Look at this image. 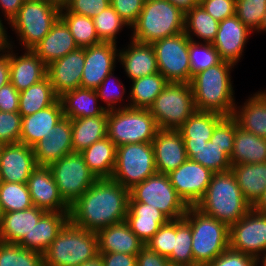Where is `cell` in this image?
Wrapping results in <instances>:
<instances>
[{
  "label": "cell",
  "mask_w": 266,
  "mask_h": 266,
  "mask_svg": "<svg viewBox=\"0 0 266 266\" xmlns=\"http://www.w3.org/2000/svg\"><path fill=\"white\" fill-rule=\"evenodd\" d=\"M188 159L195 161L212 172H226L231 169L230 157L222 151V148L211 141L201 148H185Z\"/></svg>",
  "instance_id": "obj_42"
},
{
  "label": "cell",
  "mask_w": 266,
  "mask_h": 266,
  "mask_svg": "<svg viewBox=\"0 0 266 266\" xmlns=\"http://www.w3.org/2000/svg\"><path fill=\"white\" fill-rule=\"evenodd\" d=\"M200 5L216 21L222 22L235 14L236 0H200Z\"/></svg>",
  "instance_id": "obj_56"
},
{
  "label": "cell",
  "mask_w": 266,
  "mask_h": 266,
  "mask_svg": "<svg viewBox=\"0 0 266 266\" xmlns=\"http://www.w3.org/2000/svg\"><path fill=\"white\" fill-rule=\"evenodd\" d=\"M173 5L180 8L184 13L200 4V0H169Z\"/></svg>",
  "instance_id": "obj_62"
},
{
  "label": "cell",
  "mask_w": 266,
  "mask_h": 266,
  "mask_svg": "<svg viewBox=\"0 0 266 266\" xmlns=\"http://www.w3.org/2000/svg\"><path fill=\"white\" fill-rule=\"evenodd\" d=\"M64 117L59 98L47 108L22 117L20 142L33 147L38 141L47 139L58 121Z\"/></svg>",
  "instance_id": "obj_25"
},
{
  "label": "cell",
  "mask_w": 266,
  "mask_h": 266,
  "mask_svg": "<svg viewBox=\"0 0 266 266\" xmlns=\"http://www.w3.org/2000/svg\"><path fill=\"white\" fill-rule=\"evenodd\" d=\"M60 9L47 0L24 1L9 25L25 50H32L49 33L60 17Z\"/></svg>",
  "instance_id": "obj_8"
},
{
  "label": "cell",
  "mask_w": 266,
  "mask_h": 266,
  "mask_svg": "<svg viewBox=\"0 0 266 266\" xmlns=\"http://www.w3.org/2000/svg\"><path fill=\"white\" fill-rule=\"evenodd\" d=\"M158 129L149 109L127 107L108 111L107 137L116 147L131 143H152Z\"/></svg>",
  "instance_id": "obj_7"
},
{
  "label": "cell",
  "mask_w": 266,
  "mask_h": 266,
  "mask_svg": "<svg viewBox=\"0 0 266 266\" xmlns=\"http://www.w3.org/2000/svg\"><path fill=\"white\" fill-rule=\"evenodd\" d=\"M33 206L27 183L3 182L0 186L2 213L29 209Z\"/></svg>",
  "instance_id": "obj_44"
},
{
  "label": "cell",
  "mask_w": 266,
  "mask_h": 266,
  "mask_svg": "<svg viewBox=\"0 0 266 266\" xmlns=\"http://www.w3.org/2000/svg\"><path fill=\"white\" fill-rule=\"evenodd\" d=\"M97 36L101 42L117 43V34L123 27L131 28L110 5L93 18Z\"/></svg>",
  "instance_id": "obj_46"
},
{
  "label": "cell",
  "mask_w": 266,
  "mask_h": 266,
  "mask_svg": "<svg viewBox=\"0 0 266 266\" xmlns=\"http://www.w3.org/2000/svg\"><path fill=\"white\" fill-rule=\"evenodd\" d=\"M261 32V31H265V33H266V12H265V14H264V16H263V19H262V22H261V26H260V28H259V30L257 31V32Z\"/></svg>",
  "instance_id": "obj_67"
},
{
  "label": "cell",
  "mask_w": 266,
  "mask_h": 266,
  "mask_svg": "<svg viewBox=\"0 0 266 266\" xmlns=\"http://www.w3.org/2000/svg\"><path fill=\"white\" fill-rule=\"evenodd\" d=\"M21 124L19 112L0 111V140L5 144L20 142Z\"/></svg>",
  "instance_id": "obj_52"
},
{
  "label": "cell",
  "mask_w": 266,
  "mask_h": 266,
  "mask_svg": "<svg viewBox=\"0 0 266 266\" xmlns=\"http://www.w3.org/2000/svg\"><path fill=\"white\" fill-rule=\"evenodd\" d=\"M5 145L6 144L3 141L0 140V155H1L2 150H3V148H4Z\"/></svg>",
  "instance_id": "obj_69"
},
{
  "label": "cell",
  "mask_w": 266,
  "mask_h": 266,
  "mask_svg": "<svg viewBox=\"0 0 266 266\" xmlns=\"http://www.w3.org/2000/svg\"><path fill=\"white\" fill-rule=\"evenodd\" d=\"M230 170L245 200L253 207L266 188V162L232 165Z\"/></svg>",
  "instance_id": "obj_33"
},
{
  "label": "cell",
  "mask_w": 266,
  "mask_h": 266,
  "mask_svg": "<svg viewBox=\"0 0 266 266\" xmlns=\"http://www.w3.org/2000/svg\"><path fill=\"white\" fill-rule=\"evenodd\" d=\"M191 225L184 219L176 220L174 250L167 258L171 266H194Z\"/></svg>",
  "instance_id": "obj_43"
},
{
  "label": "cell",
  "mask_w": 266,
  "mask_h": 266,
  "mask_svg": "<svg viewBox=\"0 0 266 266\" xmlns=\"http://www.w3.org/2000/svg\"><path fill=\"white\" fill-rule=\"evenodd\" d=\"M229 248L260 261L266 253V215L252 208L229 227Z\"/></svg>",
  "instance_id": "obj_14"
},
{
  "label": "cell",
  "mask_w": 266,
  "mask_h": 266,
  "mask_svg": "<svg viewBox=\"0 0 266 266\" xmlns=\"http://www.w3.org/2000/svg\"><path fill=\"white\" fill-rule=\"evenodd\" d=\"M149 110L159 129H178L196 111L190 83L168 82Z\"/></svg>",
  "instance_id": "obj_9"
},
{
  "label": "cell",
  "mask_w": 266,
  "mask_h": 266,
  "mask_svg": "<svg viewBox=\"0 0 266 266\" xmlns=\"http://www.w3.org/2000/svg\"><path fill=\"white\" fill-rule=\"evenodd\" d=\"M118 55L119 49L114 43L101 42L86 47L80 87L96 90L102 81L115 70Z\"/></svg>",
  "instance_id": "obj_16"
},
{
  "label": "cell",
  "mask_w": 266,
  "mask_h": 266,
  "mask_svg": "<svg viewBox=\"0 0 266 266\" xmlns=\"http://www.w3.org/2000/svg\"><path fill=\"white\" fill-rule=\"evenodd\" d=\"M189 61L191 67V79L205 69L219 64L222 60L212 43L189 41Z\"/></svg>",
  "instance_id": "obj_47"
},
{
  "label": "cell",
  "mask_w": 266,
  "mask_h": 266,
  "mask_svg": "<svg viewBox=\"0 0 266 266\" xmlns=\"http://www.w3.org/2000/svg\"><path fill=\"white\" fill-rule=\"evenodd\" d=\"M98 99L96 90L82 87L67 91L59 97L63 114L69 119L108 115L105 106H100Z\"/></svg>",
  "instance_id": "obj_30"
},
{
  "label": "cell",
  "mask_w": 266,
  "mask_h": 266,
  "mask_svg": "<svg viewBox=\"0 0 266 266\" xmlns=\"http://www.w3.org/2000/svg\"><path fill=\"white\" fill-rule=\"evenodd\" d=\"M234 64L221 61L195 74L190 85L196 110L232 116L235 108L231 69Z\"/></svg>",
  "instance_id": "obj_2"
},
{
  "label": "cell",
  "mask_w": 266,
  "mask_h": 266,
  "mask_svg": "<svg viewBox=\"0 0 266 266\" xmlns=\"http://www.w3.org/2000/svg\"><path fill=\"white\" fill-rule=\"evenodd\" d=\"M259 264L261 263L256 258L227 248L207 266H258Z\"/></svg>",
  "instance_id": "obj_54"
},
{
  "label": "cell",
  "mask_w": 266,
  "mask_h": 266,
  "mask_svg": "<svg viewBox=\"0 0 266 266\" xmlns=\"http://www.w3.org/2000/svg\"><path fill=\"white\" fill-rule=\"evenodd\" d=\"M25 0H0V10L5 16V20L9 24L11 20L18 14Z\"/></svg>",
  "instance_id": "obj_61"
},
{
  "label": "cell",
  "mask_w": 266,
  "mask_h": 266,
  "mask_svg": "<svg viewBox=\"0 0 266 266\" xmlns=\"http://www.w3.org/2000/svg\"><path fill=\"white\" fill-rule=\"evenodd\" d=\"M167 84L168 81L159 72L133 80L128 97L130 103L118 105V109L127 107L149 109Z\"/></svg>",
  "instance_id": "obj_37"
},
{
  "label": "cell",
  "mask_w": 266,
  "mask_h": 266,
  "mask_svg": "<svg viewBox=\"0 0 266 266\" xmlns=\"http://www.w3.org/2000/svg\"><path fill=\"white\" fill-rule=\"evenodd\" d=\"M183 218L191 225L194 266H207L229 248V227L223 222L195 207H188Z\"/></svg>",
  "instance_id": "obj_6"
},
{
  "label": "cell",
  "mask_w": 266,
  "mask_h": 266,
  "mask_svg": "<svg viewBox=\"0 0 266 266\" xmlns=\"http://www.w3.org/2000/svg\"><path fill=\"white\" fill-rule=\"evenodd\" d=\"M136 266H171V264L166 257L144 245L137 255Z\"/></svg>",
  "instance_id": "obj_58"
},
{
  "label": "cell",
  "mask_w": 266,
  "mask_h": 266,
  "mask_svg": "<svg viewBox=\"0 0 266 266\" xmlns=\"http://www.w3.org/2000/svg\"><path fill=\"white\" fill-rule=\"evenodd\" d=\"M103 266H136L137 256L125 253H99Z\"/></svg>",
  "instance_id": "obj_59"
},
{
  "label": "cell",
  "mask_w": 266,
  "mask_h": 266,
  "mask_svg": "<svg viewBox=\"0 0 266 266\" xmlns=\"http://www.w3.org/2000/svg\"><path fill=\"white\" fill-rule=\"evenodd\" d=\"M81 154L89 170L97 179L112 177L117 147L107 136L84 149Z\"/></svg>",
  "instance_id": "obj_35"
},
{
  "label": "cell",
  "mask_w": 266,
  "mask_h": 266,
  "mask_svg": "<svg viewBox=\"0 0 266 266\" xmlns=\"http://www.w3.org/2000/svg\"><path fill=\"white\" fill-rule=\"evenodd\" d=\"M156 172L152 143H131L117 147L111 179L120 185L130 190Z\"/></svg>",
  "instance_id": "obj_10"
},
{
  "label": "cell",
  "mask_w": 266,
  "mask_h": 266,
  "mask_svg": "<svg viewBox=\"0 0 266 266\" xmlns=\"http://www.w3.org/2000/svg\"><path fill=\"white\" fill-rule=\"evenodd\" d=\"M174 236H176V220H169L145 243V246L168 258L174 250Z\"/></svg>",
  "instance_id": "obj_49"
},
{
  "label": "cell",
  "mask_w": 266,
  "mask_h": 266,
  "mask_svg": "<svg viewBox=\"0 0 266 266\" xmlns=\"http://www.w3.org/2000/svg\"><path fill=\"white\" fill-rule=\"evenodd\" d=\"M0 266H43V254L0 241Z\"/></svg>",
  "instance_id": "obj_45"
},
{
  "label": "cell",
  "mask_w": 266,
  "mask_h": 266,
  "mask_svg": "<svg viewBox=\"0 0 266 266\" xmlns=\"http://www.w3.org/2000/svg\"><path fill=\"white\" fill-rule=\"evenodd\" d=\"M118 80L115 82V80ZM111 80V81H110ZM110 82L112 85H109ZM117 83V84H116ZM117 89V90H116ZM119 90V91H118ZM98 93V97L101 101L106 103V111L116 110L118 103H122L123 95L125 94V86L122 82L114 76V72L110 73L100 84V86L96 89ZM122 101V102H121ZM117 103V104H116Z\"/></svg>",
  "instance_id": "obj_51"
},
{
  "label": "cell",
  "mask_w": 266,
  "mask_h": 266,
  "mask_svg": "<svg viewBox=\"0 0 266 266\" xmlns=\"http://www.w3.org/2000/svg\"><path fill=\"white\" fill-rule=\"evenodd\" d=\"M266 12V0H236L235 15L252 32L258 31Z\"/></svg>",
  "instance_id": "obj_48"
},
{
  "label": "cell",
  "mask_w": 266,
  "mask_h": 266,
  "mask_svg": "<svg viewBox=\"0 0 266 266\" xmlns=\"http://www.w3.org/2000/svg\"><path fill=\"white\" fill-rule=\"evenodd\" d=\"M214 172L187 159L168 178L180 198L188 207H195L204 196Z\"/></svg>",
  "instance_id": "obj_15"
},
{
  "label": "cell",
  "mask_w": 266,
  "mask_h": 266,
  "mask_svg": "<svg viewBox=\"0 0 266 266\" xmlns=\"http://www.w3.org/2000/svg\"><path fill=\"white\" fill-rule=\"evenodd\" d=\"M169 219L157 208L142 202H129L126 222L145 244Z\"/></svg>",
  "instance_id": "obj_29"
},
{
  "label": "cell",
  "mask_w": 266,
  "mask_h": 266,
  "mask_svg": "<svg viewBox=\"0 0 266 266\" xmlns=\"http://www.w3.org/2000/svg\"><path fill=\"white\" fill-rule=\"evenodd\" d=\"M37 166L33 147L21 142L6 144L0 155L1 180L9 183H27Z\"/></svg>",
  "instance_id": "obj_19"
},
{
  "label": "cell",
  "mask_w": 266,
  "mask_h": 266,
  "mask_svg": "<svg viewBox=\"0 0 266 266\" xmlns=\"http://www.w3.org/2000/svg\"><path fill=\"white\" fill-rule=\"evenodd\" d=\"M261 261H259V263H262V266H266V253L264 256H262V258L260 259Z\"/></svg>",
  "instance_id": "obj_68"
},
{
  "label": "cell",
  "mask_w": 266,
  "mask_h": 266,
  "mask_svg": "<svg viewBox=\"0 0 266 266\" xmlns=\"http://www.w3.org/2000/svg\"><path fill=\"white\" fill-rule=\"evenodd\" d=\"M98 255L97 233L68 221L43 253V266H80Z\"/></svg>",
  "instance_id": "obj_4"
},
{
  "label": "cell",
  "mask_w": 266,
  "mask_h": 266,
  "mask_svg": "<svg viewBox=\"0 0 266 266\" xmlns=\"http://www.w3.org/2000/svg\"><path fill=\"white\" fill-rule=\"evenodd\" d=\"M59 97L54 93L48 76L20 91L19 114L22 117L34 114L52 105Z\"/></svg>",
  "instance_id": "obj_39"
},
{
  "label": "cell",
  "mask_w": 266,
  "mask_h": 266,
  "mask_svg": "<svg viewBox=\"0 0 266 266\" xmlns=\"http://www.w3.org/2000/svg\"><path fill=\"white\" fill-rule=\"evenodd\" d=\"M127 47L119 50L118 62L131 81L159 72L152 44L131 39Z\"/></svg>",
  "instance_id": "obj_26"
},
{
  "label": "cell",
  "mask_w": 266,
  "mask_h": 266,
  "mask_svg": "<svg viewBox=\"0 0 266 266\" xmlns=\"http://www.w3.org/2000/svg\"><path fill=\"white\" fill-rule=\"evenodd\" d=\"M20 92L9 82L0 88V111L19 112Z\"/></svg>",
  "instance_id": "obj_57"
},
{
  "label": "cell",
  "mask_w": 266,
  "mask_h": 266,
  "mask_svg": "<svg viewBox=\"0 0 266 266\" xmlns=\"http://www.w3.org/2000/svg\"><path fill=\"white\" fill-rule=\"evenodd\" d=\"M2 210H1V207H0V220H1V218H2Z\"/></svg>",
  "instance_id": "obj_70"
},
{
  "label": "cell",
  "mask_w": 266,
  "mask_h": 266,
  "mask_svg": "<svg viewBox=\"0 0 266 266\" xmlns=\"http://www.w3.org/2000/svg\"><path fill=\"white\" fill-rule=\"evenodd\" d=\"M185 13L169 0H145L137 21L131 26V39L152 44L184 32Z\"/></svg>",
  "instance_id": "obj_5"
},
{
  "label": "cell",
  "mask_w": 266,
  "mask_h": 266,
  "mask_svg": "<svg viewBox=\"0 0 266 266\" xmlns=\"http://www.w3.org/2000/svg\"><path fill=\"white\" fill-rule=\"evenodd\" d=\"M48 136L33 146L38 166H49L63 156L73 153L71 119L64 116Z\"/></svg>",
  "instance_id": "obj_23"
},
{
  "label": "cell",
  "mask_w": 266,
  "mask_h": 266,
  "mask_svg": "<svg viewBox=\"0 0 266 266\" xmlns=\"http://www.w3.org/2000/svg\"><path fill=\"white\" fill-rule=\"evenodd\" d=\"M47 1L57 5L60 8L64 7L69 2V0H47Z\"/></svg>",
  "instance_id": "obj_66"
},
{
  "label": "cell",
  "mask_w": 266,
  "mask_h": 266,
  "mask_svg": "<svg viewBox=\"0 0 266 266\" xmlns=\"http://www.w3.org/2000/svg\"><path fill=\"white\" fill-rule=\"evenodd\" d=\"M130 190L111 178L97 179L71 206L69 221L91 232L126 221Z\"/></svg>",
  "instance_id": "obj_1"
},
{
  "label": "cell",
  "mask_w": 266,
  "mask_h": 266,
  "mask_svg": "<svg viewBox=\"0 0 266 266\" xmlns=\"http://www.w3.org/2000/svg\"><path fill=\"white\" fill-rule=\"evenodd\" d=\"M252 208L258 213L266 215V188L260 199L256 202V204Z\"/></svg>",
  "instance_id": "obj_64"
},
{
  "label": "cell",
  "mask_w": 266,
  "mask_h": 266,
  "mask_svg": "<svg viewBox=\"0 0 266 266\" xmlns=\"http://www.w3.org/2000/svg\"><path fill=\"white\" fill-rule=\"evenodd\" d=\"M231 165L266 162V138L258 137L238 126L234 138Z\"/></svg>",
  "instance_id": "obj_34"
},
{
  "label": "cell",
  "mask_w": 266,
  "mask_h": 266,
  "mask_svg": "<svg viewBox=\"0 0 266 266\" xmlns=\"http://www.w3.org/2000/svg\"><path fill=\"white\" fill-rule=\"evenodd\" d=\"M80 266H103L100 255L96 256L94 259L82 263Z\"/></svg>",
  "instance_id": "obj_65"
},
{
  "label": "cell",
  "mask_w": 266,
  "mask_h": 266,
  "mask_svg": "<svg viewBox=\"0 0 266 266\" xmlns=\"http://www.w3.org/2000/svg\"><path fill=\"white\" fill-rule=\"evenodd\" d=\"M223 115L196 110L179 128L185 148H201L210 141Z\"/></svg>",
  "instance_id": "obj_31"
},
{
  "label": "cell",
  "mask_w": 266,
  "mask_h": 266,
  "mask_svg": "<svg viewBox=\"0 0 266 266\" xmlns=\"http://www.w3.org/2000/svg\"><path fill=\"white\" fill-rule=\"evenodd\" d=\"M60 18L69 28L79 48L101 43L95 30L93 18L73 12H60Z\"/></svg>",
  "instance_id": "obj_41"
},
{
  "label": "cell",
  "mask_w": 266,
  "mask_h": 266,
  "mask_svg": "<svg viewBox=\"0 0 266 266\" xmlns=\"http://www.w3.org/2000/svg\"><path fill=\"white\" fill-rule=\"evenodd\" d=\"M219 22L216 21L199 4L185 12L184 33L194 41L196 36L203 43H213L217 34ZM195 34V35H194Z\"/></svg>",
  "instance_id": "obj_40"
},
{
  "label": "cell",
  "mask_w": 266,
  "mask_h": 266,
  "mask_svg": "<svg viewBox=\"0 0 266 266\" xmlns=\"http://www.w3.org/2000/svg\"><path fill=\"white\" fill-rule=\"evenodd\" d=\"M78 48L69 28L59 17L52 25L49 33L32 51L48 66L51 62L64 57Z\"/></svg>",
  "instance_id": "obj_28"
},
{
  "label": "cell",
  "mask_w": 266,
  "mask_h": 266,
  "mask_svg": "<svg viewBox=\"0 0 266 266\" xmlns=\"http://www.w3.org/2000/svg\"><path fill=\"white\" fill-rule=\"evenodd\" d=\"M252 33L234 14L219 22L212 44L222 61L236 65L242 58L244 47Z\"/></svg>",
  "instance_id": "obj_18"
},
{
  "label": "cell",
  "mask_w": 266,
  "mask_h": 266,
  "mask_svg": "<svg viewBox=\"0 0 266 266\" xmlns=\"http://www.w3.org/2000/svg\"><path fill=\"white\" fill-rule=\"evenodd\" d=\"M237 121L233 116H224L216 125L210 141L222 148L229 157L232 154Z\"/></svg>",
  "instance_id": "obj_50"
},
{
  "label": "cell",
  "mask_w": 266,
  "mask_h": 266,
  "mask_svg": "<svg viewBox=\"0 0 266 266\" xmlns=\"http://www.w3.org/2000/svg\"><path fill=\"white\" fill-rule=\"evenodd\" d=\"M10 82V45L0 49V88Z\"/></svg>",
  "instance_id": "obj_60"
},
{
  "label": "cell",
  "mask_w": 266,
  "mask_h": 266,
  "mask_svg": "<svg viewBox=\"0 0 266 266\" xmlns=\"http://www.w3.org/2000/svg\"><path fill=\"white\" fill-rule=\"evenodd\" d=\"M189 41L190 38L182 32L152 43L159 73L168 82L190 83Z\"/></svg>",
  "instance_id": "obj_13"
},
{
  "label": "cell",
  "mask_w": 266,
  "mask_h": 266,
  "mask_svg": "<svg viewBox=\"0 0 266 266\" xmlns=\"http://www.w3.org/2000/svg\"><path fill=\"white\" fill-rule=\"evenodd\" d=\"M129 202L152 205L169 220L183 218L188 208L171 185L168 175L158 172L130 189Z\"/></svg>",
  "instance_id": "obj_11"
},
{
  "label": "cell",
  "mask_w": 266,
  "mask_h": 266,
  "mask_svg": "<svg viewBox=\"0 0 266 266\" xmlns=\"http://www.w3.org/2000/svg\"><path fill=\"white\" fill-rule=\"evenodd\" d=\"M145 0H110V5L131 27L138 19Z\"/></svg>",
  "instance_id": "obj_55"
},
{
  "label": "cell",
  "mask_w": 266,
  "mask_h": 266,
  "mask_svg": "<svg viewBox=\"0 0 266 266\" xmlns=\"http://www.w3.org/2000/svg\"><path fill=\"white\" fill-rule=\"evenodd\" d=\"M232 116L239 127L258 137L266 138V90L256 92L243 106L236 104Z\"/></svg>",
  "instance_id": "obj_32"
},
{
  "label": "cell",
  "mask_w": 266,
  "mask_h": 266,
  "mask_svg": "<svg viewBox=\"0 0 266 266\" xmlns=\"http://www.w3.org/2000/svg\"><path fill=\"white\" fill-rule=\"evenodd\" d=\"M7 34L8 33L0 17V49H4L5 47L10 45V39L8 38L10 36H8Z\"/></svg>",
  "instance_id": "obj_63"
},
{
  "label": "cell",
  "mask_w": 266,
  "mask_h": 266,
  "mask_svg": "<svg viewBox=\"0 0 266 266\" xmlns=\"http://www.w3.org/2000/svg\"><path fill=\"white\" fill-rule=\"evenodd\" d=\"M69 221V212H46L31 231L30 250L44 253Z\"/></svg>",
  "instance_id": "obj_38"
},
{
  "label": "cell",
  "mask_w": 266,
  "mask_h": 266,
  "mask_svg": "<svg viewBox=\"0 0 266 266\" xmlns=\"http://www.w3.org/2000/svg\"><path fill=\"white\" fill-rule=\"evenodd\" d=\"M195 208L231 227L244 217L252 206L245 200L233 172L229 170L213 173L204 196Z\"/></svg>",
  "instance_id": "obj_3"
},
{
  "label": "cell",
  "mask_w": 266,
  "mask_h": 266,
  "mask_svg": "<svg viewBox=\"0 0 266 266\" xmlns=\"http://www.w3.org/2000/svg\"><path fill=\"white\" fill-rule=\"evenodd\" d=\"M73 152L81 153L107 136V115L71 119Z\"/></svg>",
  "instance_id": "obj_36"
},
{
  "label": "cell",
  "mask_w": 266,
  "mask_h": 266,
  "mask_svg": "<svg viewBox=\"0 0 266 266\" xmlns=\"http://www.w3.org/2000/svg\"><path fill=\"white\" fill-rule=\"evenodd\" d=\"M45 213V210L36 206L3 213L0 220V241L16 243L30 250L31 231Z\"/></svg>",
  "instance_id": "obj_22"
},
{
  "label": "cell",
  "mask_w": 266,
  "mask_h": 266,
  "mask_svg": "<svg viewBox=\"0 0 266 266\" xmlns=\"http://www.w3.org/2000/svg\"><path fill=\"white\" fill-rule=\"evenodd\" d=\"M110 6V0H69L60 12H73L94 18Z\"/></svg>",
  "instance_id": "obj_53"
},
{
  "label": "cell",
  "mask_w": 266,
  "mask_h": 266,
  "mask_svg": "<svg viewBox=\"0 0 266 266\" xmlns=\"http://www.w3.org/2000/svg\"><path fill=\"white\" fill-rule=\"evenodd\" d=\"M84 64L85 48H78L47 66V76L58 97L81 86Z\"/></svg>",
  "instance_id": "obj_20"
},
{
  "label": "cell",
  "mask_w": 266,
  "mask_h": 266,
  "mask_svg": "<svg viewBox=\"0 0 266 266\" xmlns=\"http://www.w3.org/2000/svg\"><path fill=\"white\" fill-rule=\"evenodd\" d=\"M10 41V83L20 92L47 76V65L32 51L17 56Z\"/></svg>",
  "instance_id": "obj_24"
},
{
  "label": "cell",
  "mask_w": 266,
  "mask_h": 266,
  "mask_svg": "<svg viewBox=\"0 0 266 266\" xmlns=\"http://www.w3.org/2000/svg\"><path fill=\"white\" fill-rule=\"evenodd\" d=\"M97 236L98 253H125L137 256L145 245L126 221L99 230Z\"/></svg>",
  "instance_id": "obj_27"
},
{
  "label": "cell",
  "mask_w": 266,
  "mask_h": 266,
  "mask_svg": "<svg viewBox=\"0 0 266 266\" xmlns=\"http://www.w3.org/2000/svg\"><path fill=\"white\" fill-rule=\"evenodd\" d=\"M64 201L71 206L97 177L89 170L81 153L73 152L49 165Z\"/></svg>",
  "instance_id": "obj_12"
},
{
  "label": "cell",
  "mask_w": 266,
  "mask_h": 266,
  "mask_svg": "<svg viewBox=\"0 0 266 266\" xmlns=\"http://www.w3.org/2000/svg\"><path fill=\"white\" fill-rule=\"evenodd\" d=\"M27 186L33 206L46 212H69L70 206L59 193L49 166H37L31 173Z\"/></svg>",
  "instance_id": "obj_17"
},
{
  "label": "cell",
  "mask_w": 266,
  "mask_h": 266,
  "mask_svg": "<svg viewBox=\"0 0 266 266\" xmlns=\"http://www.w3.org/2000/svg\"><path fill=\"white\" fill-rule=\"evenodd\" d=\"M152 146L158 173L167 175L188 159L184 140L178 129H158Z\"/></svg>",
  "instance_id": "obj_21"
}]
</instances>
